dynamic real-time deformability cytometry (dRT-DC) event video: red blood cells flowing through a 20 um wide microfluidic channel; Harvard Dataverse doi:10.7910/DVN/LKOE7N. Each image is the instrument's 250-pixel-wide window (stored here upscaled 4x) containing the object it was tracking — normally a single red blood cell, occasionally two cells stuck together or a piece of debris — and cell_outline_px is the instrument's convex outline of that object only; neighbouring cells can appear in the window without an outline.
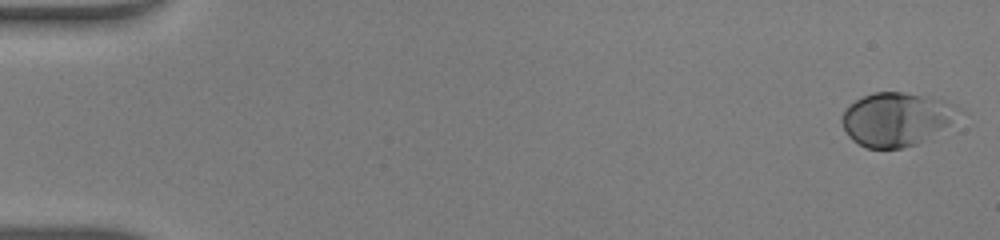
{"species": "human", "species_latin": "Homo sapiens", "temperature_condition": "warm", "stored_images_in_passage": 48, "camera_frame_rate_fps": 3000, "um_per_image_px": 0.085, "donor": {"sex": "male"}, "frame": {"image": 1, "passage_image": 1, "time_ms": 0.0, "image_size_px": [1000, 240], "cell_outline_px": [[960, 112], [952, 128], [916, 144], [900, 148], [868, 148], [852, 140], [848, 136], [840, 120], [848, 104], [864, 96], [876, 92], [904, 92], [944, 100], [960, 108]], "centroid_in_image_um": [76.25, 10.14], "position_along_channel_um": 8.8, "area_um2": 36.88}}
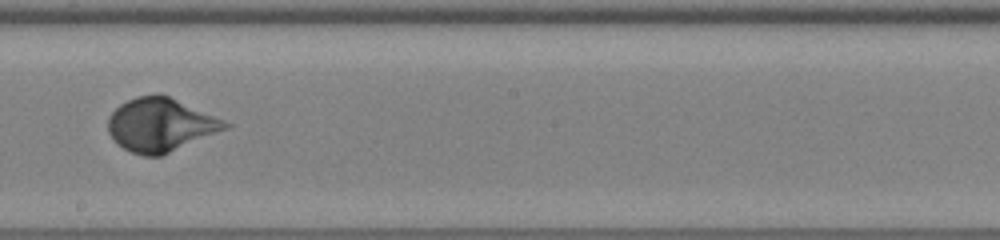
{"frame": {"image": 2, "passage_image": 28, "time_ms": 9.0, "image_size_px": [1000, 240], "cell_outline_px": [[232, 124], [228, 128], [160, 156], [144, 156], [132, 152], [124, 148], [108, 132], [108, 116], [120, 104], [136, 96], [168, 96], [224, 120]], "centroid_in_image_um": [13.64, 10.62], "position_along_channel_um": 234.6, "area_um2": 35.6}}
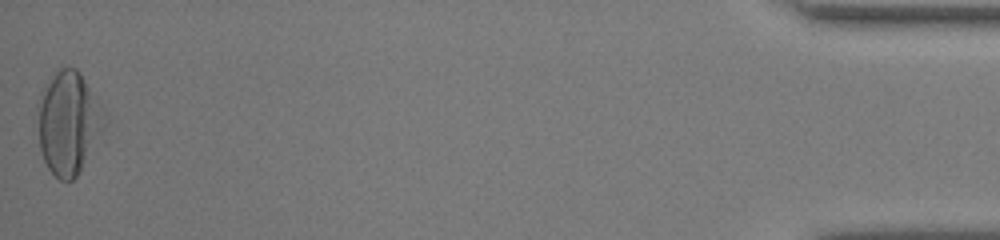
{"frame": {"image": 3, "passage_image": 48, "time_ms": 15.667, "image_size_px": [1000, 240], "cell_outline_px": [[104, 128], [80, 172], [72, 180], [60, 180], [48, 168], [44, 160], [40, 148], [36, 104], [40, 92], [56, 68], [60, 64], [76, 68], [80, 72], [84, 80], [104, 124]], "centroid_in_image_um": [5.71, 10.42], "position_along_channel_um": 429.5, "area_um2": 39.13}, "authors_computed_cell_mechanics": {"area_um2": 34.8823, "velocity_mm_per_s": 4.3106, "shape_relaxation_time_tau1_ms": 4.3364, "shape_relaxation_time_tau2_ms": null, "deformation_change_tau1": 0.2249, "deformation_change_tau2": null}}